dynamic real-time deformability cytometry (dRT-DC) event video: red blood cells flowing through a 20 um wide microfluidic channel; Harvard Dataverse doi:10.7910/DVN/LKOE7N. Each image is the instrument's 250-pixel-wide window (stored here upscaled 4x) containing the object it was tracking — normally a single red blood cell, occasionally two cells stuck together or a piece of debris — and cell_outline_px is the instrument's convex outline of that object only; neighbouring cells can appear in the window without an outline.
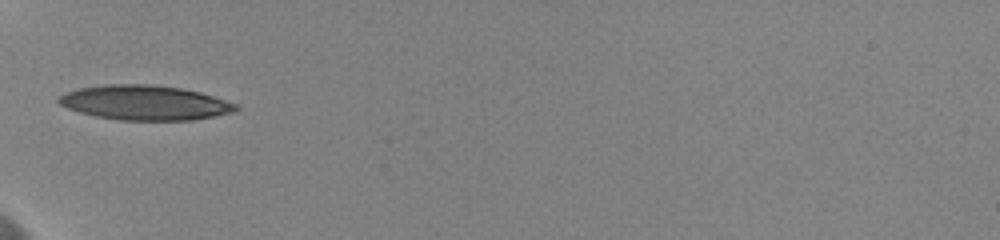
{"species": "human", "species_latin": "Homo sapiens", "temperature_condition": "cold", "stored_images_in_passage": 5, "camera_frame_rate_fps": 3000, "um_per_image_px": 0.085, "donor": {"sex": "female"}, "frame": {"image": 1, "passage_image": 1, "time_ms": 0.0, "image_size_px": [1000, 240], "cell_outline_px": [[240, 108], [236, 112], [216, 116], [192, 120], [120, 120], [96, 116], [80, 112], [68, 108], [60, 104], [56, 100], [60, 96], [68, 92], [80, 88], [104, 84], [148, 84], [180, 88], [200, 92], [236, 104]], "centroid_in_image_um": [12.34, 8.73], "position_along_channel_um": 72.7, "area_um2": 35.66}}
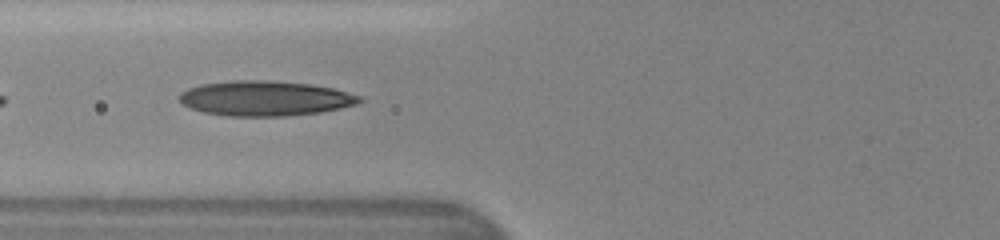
{"frame": {"image": 2, "passage_image": 3, "time_ms": 1.0, "image_size_px": [1000, 240], "cell_outline_px": [[364, 100], [356, 104], [340, 108], [320, 112], [284, 116], [228, 116], [204, 112], [192, 108], [184, 104], [180, 100], [180, 92], [188, 88], [204, 84], [236, 80], [264, 80], [308, 84], [332, 88], [360, 96]], "centroid_in_image_um": [22.54, 8.36], "position_along_channel_um": 103.3, "area_um2": 36.3}}
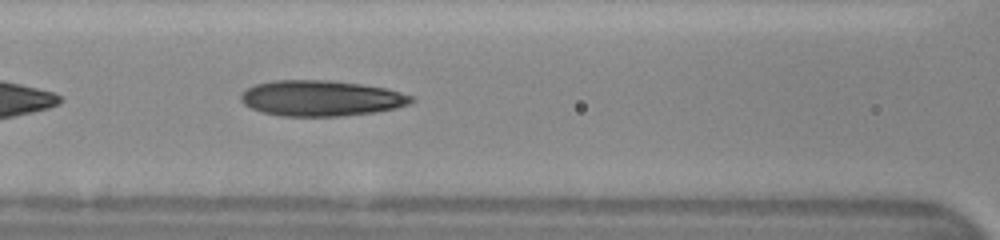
{"frame": {"image": 3, "passage_image": 5, "time_ms": 2.0, "image_size_px": [1000, 240], "cell_outline_px": [[416, 100], [412, 104], [396, 108], [376, 112], [340, 116], [280, 116], [264, 112], [252, 108], [244, 104], [240, 100], [240, 96], [248, 88], [256, 84], [276, 80], [332, 80], [388, 88], [412, 96]], "centroid_in_image_um": [27.35, 8.35], "position_along_channel_um": 139.3, "area_um2": 35.55}}